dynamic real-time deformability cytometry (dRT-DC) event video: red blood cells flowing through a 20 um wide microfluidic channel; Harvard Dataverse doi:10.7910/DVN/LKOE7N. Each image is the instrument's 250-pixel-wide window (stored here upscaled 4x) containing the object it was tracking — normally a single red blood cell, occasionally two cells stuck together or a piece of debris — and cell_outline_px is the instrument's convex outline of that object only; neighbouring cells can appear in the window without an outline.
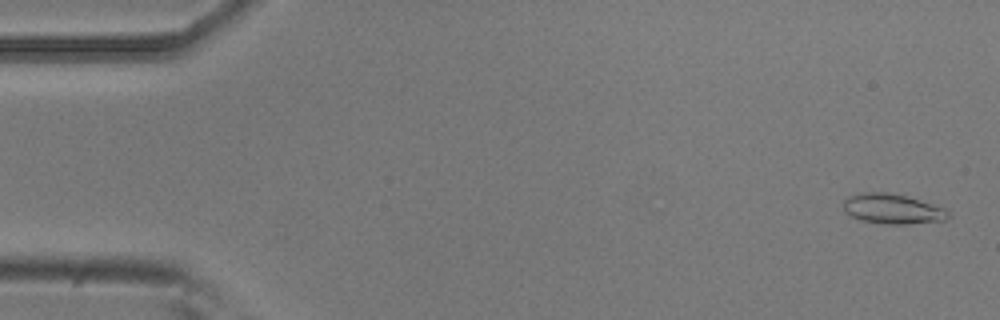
{"species": "common noctule bat (a hibernating species)", "species_latin": "Nyctalus noctula", "temperature_condition": "room temperature", "stored_images_in_passage": 54, "camera_frame_rate_fps": 3000, "um_per_image_px": 0.085, "animal": {"sex": "male", "body_mass_g": 20.5, "forearm_length_mm": 52.5}, "frame": {"image": 1, "passage_image": 2, "time_ms": 0.333, "image_size_px": [1000, 320], "cell_outline_px": [[952, 216], [944, 220], [904, 224], [884, 224], [860, 220], [844, 212], [844, 200], [848, 196], [860, 192], [888, 192], [904, 196], [944, 208]], "centroid_in_image_um": [75.81, 17.76], "position_along_channel_um": 9.2, "area_um2": 18.15}}
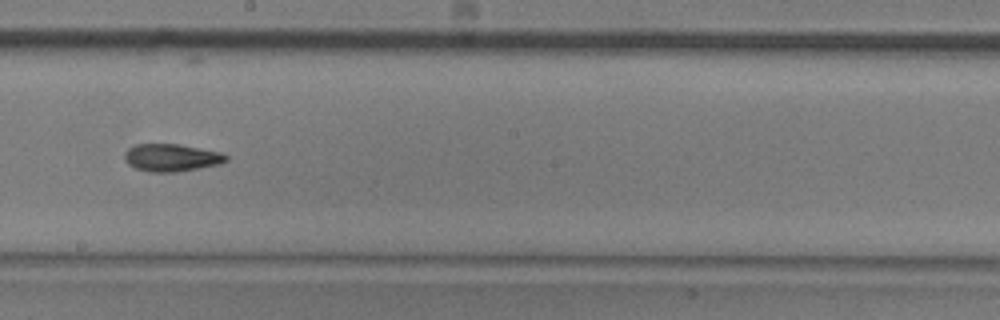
{"frame": {"image": 2, "passage_image": 30, "time_ms": 9.667, "image_size_px": [1000, 320], "cell_outline_px": [[228, 160], [220, 164], [176, 172], [148, 172], [136, 168], [128, 164], [124, 160], [124, 152], [128, 148], [136, 144], [180, 144], [220, 152], [228, 156]], "centroid_in_image_um": [14.55, 13.4], "position_along_channel_um": 233.6, "area_um2": 16.36}}
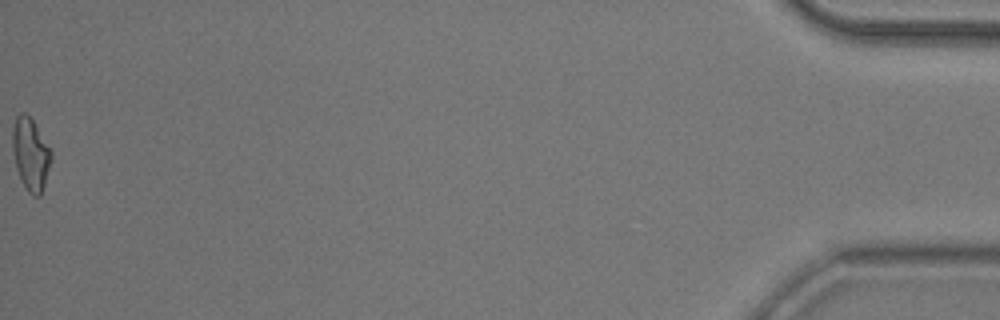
{"frame": {"image": 3, "passage_image": 54, "time_ms": 17.667, "image_size_px": [1000, 320], "cell_outline_px": [[52, 156], [44, 184], [40, 196], [32, 196], [28, 192], [16, 168], [12, 148], [12, 128], [16, 116], [20, 112], [24, 112], [32, 120], [52, 152]], "centroid_in_image_um": [2.58, 13.09], "position_along_channel_um": 432.6, "area_um2": 16.01}, "authors_computed_cell_mechanics": {"area_um2": 16.2707, "velocity_mm_per_s": 3.77, "shape_relaxation_time_tau1_ms": 7.7789, "shape_relaxation_time_tau2_ms": 4.6629, "deformation_change_tau1": 0.1971, "deformation_change_tau2": 0.1229}}